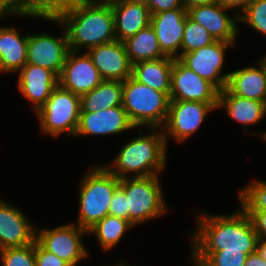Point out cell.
Here are the masks:
<instances>
[{
    "instance_id": "1",
    "label": "cell",
    "mask_w": 266,
    "mask_h": 266,
    "mask_svg": "<svg viewBox=\"0 0 266 266\" xmlns=\"http://www.w3.org/2000/svg\"><path fill=\"white\" fill-rule=\"evenodd\" d=\"M42 18L58 22L65 28L69 49L80 52V47L88 50L116 39L114 14L111 5L80 0L58 10L54 15Z\"/></svg>"
},
{
    "instance_id": "2",
    "label": "cell",
    "mask_w": 266,
    "mask_h": 266,
    "mask_svg": "<svg viewBox=\"0 0 266 266\" xmlns=\"http://www.w3.org/2000/svg\"><path fill=\"white\" fill-rule=\"evenodd\" d=\"M192 252H256L258 235L250 216L241 208L228 215H197Z\"/></svg>"
},
{
    "instance_id": "3",
    "label": "cell",
    "mask_w": 266,
    "mask_h": 266,
    "mask_svg": "<svg viewBox=\"0 0 266 266\" xmlns=\"http://www.w3.org/2000/svg\"><path fill=\"white\" fill-rule=\"evenodd\" d=\"M158 129V131H157ZM160 128H150L149 135L133 138L118 152L111 166H105L118 179L128 177H147L158 175L166 163V146L163 131ZM142 135V136H141Z\"/></svg>"
},
{
    "instance_id": "4",
    "label": "cell",
    "mask_w": 266,
    "mask_h": 266,
    "mask_svg": "<svg viewBox=\"0 0 266 266\" xmlns=\"http://www.w3.org/2000/svg\"><path fill=\"white\" fill-rule=\"evenodd\" d=\"M119 183L120 179L100 164L92 167L80 180L79 217L76 223L80 228L88 231L109 214L111 198Z\"/></svg>"
},
{
    "instance_id": "5",
    "label": "cell",
    "mask_w": 266,
    "mask_h": 266,
    "mask_svg": "<svg viewBox=\"0 0 266 266\" xmlns=\"http://www.w3.org/2000/svg\"><path fill=\"white\" fill-rule=\"evenodd\" d=\"M169 96L132 76L123 81L122 106L135 127L162 128L169 111ZM163 124V125H162Z\"/></svg>"
},
{
    "instance_id": "6",
    "label": "cell",
    "mask_w": 266,
    "mask_h": 266,
    "mask_svg": "<svg viewBox=\"0 0 266 266\" xmlns=\"http://www.w3.org/2000/svg\"><path fill=\"white\" fill-rule=\"evenodd\" d=\"M159 175L126 177L120 179L119 187L127 196L129 221L138 225L166 212Z\"/></svg>"
},
{
    "instance_id": "7",
    "label": "cell",
    "mask_w": 266,
    "mask_h": 266,
    "mask_svg": "<svg viewBox=\"0 0 266 266\" xmlns=\"http://www.w3.org/2000/svg\"><path fill=\"white\" fill-rule=\"evenodd\" d=\"M81 112L80 96L63 89L59 84L49 99L36 112L42 131L53 137L62 133L75 135Z\"/></svg>"
},
{
    "instance_id": "8",
    "label": "cell",
    "mask_w": 266,
    "mask_h": 266,
    "mask_svg": "<svg viewBox=\"0 0 266 266\" xmlns=\"http://www.w3.org/2000/svg\"><path fill=\"white\" fill-rule=\"evenodd\" d=\"M36 227L35 240L47 251L65 260L71 266H76L89 253L82 242V236L88 231L77 224H65L53 229Z\"/></svg>"
},
{
    "instance_id": "9",
    "label": "cell",
    "mask_w": 266,
    "mask_h": 266,
    "mask_svg": "<svg viewBox=\"0 0 266 266\" xmlns=\"http://www.w3.org/2000/svg\"><path fill=\"white\" fill-rule=\"evenodd\" d=\"M219 90L179 59L173 60L170 81V101H195L218 105Z\"/></svg>"
},
{
    "instance_id": "10",
    "label": "cell",
    "mask_w": 266,
    "mask_h": 266,
    "mask_svg": "<svg viewBox=\"0 0 266 266\" xmlns=\"http://www.w3.org/2000/svg\"><path fill=\"white\" fill-rule=\"evenodd\" d=\"M218 105H210L195 101H170L166 122L161 128L165 141L173 137L178 143L185 142L201 127L207 114L217 109ZM167 129V130H166Z\"/></svg>"
},
{
    "instance_id": "11",
    "label": "cell",
    "mask_w": 266,
    "mask_h": 266,
    "mask_svg": "<svg viewBox=\"0 0 266 266\" xmlns=\"http://www.w3.org/2000/svg\"><path fill=\"white\" fill-rule=\"evenodd\" d=\"M234 42L215 41L212 44L183 54L179 60L200 77L212 83L219 91L227 86L230 73L221 75L224 55Z\"/></svg>"
},
{
    "instance_id": "12",
    "label": "cell",
    "mask_w": 266,
    "mask_h": 266,
    "mask_svg": "<svg viewBox=\"0 0 266 266\" xmlns=\"http://www.w3.org/2000/svg\"><path fill=\"white\" fill-rule=\"evenodd\" d=\"M69 49L66 31L62 38L51 36L46 32L28 34L26 64L41 66L60 76Z\"/></svg>"
},
{
    "instance_id": "13",
    "label": "cell",
    "mask_w": 266,
    "mask_h": 266,
    "mask_svg": "<svg viewBox=\"0 0 266 266\" xmlns=\"http://www.w3.org/2000/svg\"><path fill=\"white\" fill-rule=\"evenodd\" d=\"M77 53L73 50L68 52L58 81L63 89L82 96L96 88L103 79L88 53Z\"/></svg>"
},
{
    "instance_id": "14",
    "label": "cell",
    "mask_w": 266,
    "mask_h": 266,
    "mask_svg": "<svg viewBox=\"0 0 266 266\" xmlns=\"http://www.w3.org/2000/svg\"><path fill=\"white\" fill-rule=\"evenodd\" d=\"M103 80L125 81L132 76V63L123 42L98 45L87 50Z\"/></svg>"
},
{
    "instance_id": "15",
    "label": "cell",
    "mask_w": 266,
    "mask_h": 266,
    "mask_svg": "<svg viewBox=\"0 0 266 266\" xmlns=\"http://www.w3.org/2000/svg\"><path fill=\"white\" fill-rule=\"evenodd\" d=\"M187 17L186 8L167 10L151 14L150 25L159 41L162 53L165 56L179 59L184 26Z\"/></svg>"
},
{
    "instance_id": "16",
    "label": "cell",
    "mask_w": 266,
    "mask_h": 266,
    "mask_svg": "<svg viewBox=\"0 0 266 266\" xmlns=\"http://www.w3.org/2000/svg\"><path fill=\"white\" fill-rule=\"evenodd\" d=\"M136 128L122 105L96 112H80L75 136L112 135Z\"/></svg>"
},
{
    "instance_id": "17",
    "label": "cell",
    "mask_w": 266,
    "mask_h": 266,
    "mask_svg": "<svg viewBox=\"0 0 266 266\" xmlns=\"http://www.w3.org/2000/svg\"><path fill=\"white\" fill-rule=\"evenodd\" d=\"M228 10L214 3L188 8L187 16L207 29L215 41L234 42L238 28L236 21H239V15L235 14L231 17L226 13Z\"/></svg>"
},
{
    "instance_id": "18",
    "label": "cell",
    "mask_w": 266,
    "mask_h": 266,
    "mask_svg": "<svg viewBox=\"0 0 266 266\" xmlns=\"http://www.w3.org/2000/svg\"><path fill=\"white\" fill-rule=\"evenodd\" d=\"M35 238L36 227L22 211L0 200V250L27 246Z\"/></svg>"
},
{
    "instance_id": "19",
    "label": "cell",
    "mask_w": 266,
    "mask_h": 266,
    "mask_svg": "<svg viewBox=\"0 0 266 266\" xmlns=\"http://www.w3.org/2000/svg\"><path fill=\"white\" fill-rule=\"evenodd\" d=\"M18 89L31 101L35 112L49 99L53 89L59 84L58 76L41 66L25 64L19 70Z\"/></svg>"
},
{
    "instance_id": "20",
    "label": "cell",
    "mask_w": 266,
    "mask_h": 266,
    "mask_svg": "<svg viewBox=\"0 0 266 266\" xmlns=\"http://www.w3.org/2000/svg\"><path fill=\"white\" fill-rule=\"evenodd\" d=\"M229 72L226 88L236 96L262 101L266 104V74L263 65Z\"/></svg>"
},
{
    "instance_id": "21",
    "label": "cell",
    "mask_w": 266,
    "mask_h": 266,
    "mask_svg": "<svg viewBox=\"0 0 266 266\" xmlns=\"http://www.w3.org/2000/svg\"><path fill=\"white\" fill-rule=\"evenodd\" d=\"M116 39L123 42L150 25L151 13L144 5L120 2L111 6Z\"/></svg>"
},
{
    "instance_id": "22",
    "label": "cell",
    "mask_w": 266,
    "mask_h": 266,
    "mask_svg": "<svg viewBox=\"0 0 266 266\" xmlns=\"http://www.w3.org/2000/svg\"><path fill=\"white\" fill-rule=\"evenodd\" d=\"M223 106L233 120L245 126V132L247 125L258 123L266 115L264 102L233 95L226 87L219 92L218 108Z\"/></svg>"
},
{
    "instance_id": "23",
    "label": "cell",
    "mask_w": 266,
    "mask_h": 266,
    "mask_svg": "<svg viewBox=\"0 0 266 266\" xmlns=\"http://www.w3.org/2000/svg\"><path fill=\"white\" fill-rule=\"evenodd\" d=\"M28 35L12 27H0V72H18L27 61Z\"/></svg>"
},
{
    "instance_id": "24",
    "label": "cell",
    "mask_w": 266,
    "mask_h": 266,
    "mask_svg": "<svg viewBox=\"0 0 266 266\" xmlns=\"http://www.w3.org/2000/svg\"><path fill=\"white\" fill-rule=\"evenodd\" d=\"M174 58L162 57L132 65V77L154 90L170 95L171 70Z\"/></svg>"
},
{
    "instance_id": "25",
    "label": "cell",
    "mask_w": 266,
    "mask_h": 266,
    "mask_svg": "<svg viewBox=\"0 0 266 266\" xmlns=\"http://www.w3.org/2000/svg\"><path fill=\"white\" fill-rule=\"evenodd\" d=\"M123 82L103 80L96 88L80 96L81 112H96L122 105Z\"/></svg>"
},
{
    "instance_id": "26",
    "label": "cell",
    "mask_w": 266,
    "mask_h": 266,
    "mask_svg": "<svg viewBox=\"0 0 266 266\" xmlns=\"http://www.w3.org/2000/svg\"><path fill=\"white\" fill-rule=\"evenodd\" d=\"M130 62L133 64L166 57L151 25L123 41Z\"/></svg>"
},
{
    "instance_id": "27",
    "label": "cell",
    "mask_w": 266,
    "mask_h": 266,
    "mask_svg": "<svg viewBox=\"0 0 266 266\" xmlns=\"http://www.w3.org/2000/svg\"><path fill=\"white\" fill-rule=\"evenodd\" d=\"M134 225L126 219L107 215L88 230V234L97 237L100 247L105 251L114 248L126 230Z\"/></svg>"
},
{
    "instance_id": "28",
    "label": "cell",
    "mask_w": 266,
    "mask_h": 266,
    "mask_svg": "<svg viewBox=\"0 0 266 266\" xmlns=\"http://www.w3.org/2000/svg\"><path fill=\"white\" fill-rule=\"evenodd\" d=\"M194 266H244L247 254L233 251L191 252Z\"/></svg>"
},
{
    "instance_id": "29",
    "label": "cell",
    "mask_w": 266,
    "mask_h": 266,
    "mask_svg": "<svg viewBox=\"0 0 266 266\" xmlns=\"http://www.w3.org/2000/svg\"><path fill=\"white\" fill-rule=\"evenodd\" d=\"M215 42V39L211 36L207 29H205L199 23L194 22L188 16L184 26L183 39L181 43L180 57L201 47L208 46Z\"/></svg>"
},
{
    "instance_id": "30",
    "label": "cell",
    "mask_w": 266,
    "mask_h": 266,
    "mask_svg": "<svg viewBox=\"0 0 266 266\" xmlns=\"http://www.w3.org/2000/svg\"><path fill=\"white\" fill-rule=\"evenodd\" d=\"M239 193L244 211H266V181L253 180Z\"/></svg>"
},
{
    "instance_id": "31",
    "label": "cell",
    "mask_w": 266,
    "mask_h": 266,
    "mask_svg": "<svg viewBox=\"0 0 266 266\" xmlns=\"http://www.w3.org/2000/svg\"><path fill=\"white\" fill-rule=\"evenodd\" d=\"M239 21L266 36V0H249L239 15Z\"/></svg>"
},
{
    "instance_id": "32",
    "label": "cell",
    "mask_w": 266,
    "mask_h": 266,
    "mask_svg": "<svg viewBox=\"0 0 266 266\" xmlns=\"http://www.w3.org/2000/svg\"><path fill=\"white\" fill-rule=\"evenodd\" d=\"M3 266H36L34 242L23 247L0 250Z\"/></svg>"
},
{
    "instance_id": "33",
    "label": "cell",
    "mask_w": 266,
    "mask_h": 266,
    "mask_svg": "<svg viewBox=\"0 0 266 266\" xmlns=\"http://www.w3.org/2000/svg\"><path fill=\"white\" fill-rule=\"evenodd\" d=\"M80 0H27V12L40 15H54L58 10Z\"/></svg>"
},
{
    "instance_id": "34",
    "label": "cell",
    "mask_w": 266,
    "mask_h": 266,
    "mask_svg": "<svg viewBox=\"0 0 266 266\" xmlns=\"http://www.w3.org/2000/svg\"><path fill=\"white\" fill-rule=\"evenodd\" d=\"M109 215L120 217L129 221V208L125 192L118 187L111 198Z\"/></svg>"
},
{
    "instance_id": "35",
    "label": "cell",
    "mask_w": 266,
    "mask_h": 266,
    "mask_svg": "<svg viewBox=\"0 0 266 266\" xmlns=\"http://www.w3.org/2000/svg\"><path fill=\"white\" fill-rule=\"evenodd\" d=\"M36 266H71L57 255L45 250L36 240L34 241Z\"/></svg>"
},
{
    "instance_id": "36",
    "label": "cell",
    "mask_w": 266,
    "mask_h": 266,
    "mask_svg": "<svg viewBox=\"0 0 266 266\" xmlns=\"http://www.w3.org/2000/svg\"><path fill=\"white\" fill-rule=\"evenodd\" d=\"M0 13L42 18V15L27 12V0H0Z\"/></svg>"
},
{
    "instance_id": "37",
    "label": "cell",
    "mask_w": 266,
    "mask_h": 266,
    "mask_svg": "<svg viewBox=\"0 0 266 266\" xmlns=\"http://www.w3.org/2000/svg\"><path fill=\"white\" fill-rule=\"evenodd\" d=\"M148 8L151 14H156L185 7L182 5L181 0H148Z\"/></svg>"
},
{
    "instance_id": "38",
    "label": "cell",
    "mask_w": 266,
    "mask_h": 266,
    "mask_svg": "<svg viewBox=\"0 0 266 266\" xmlns=\"http://www.w3.org/2000/svg\"><path fill=\"white\" fill-rule=\"evenodd\" d=\"M251 218L258 238L266 239V211H245Z\"/></svg>"
},
{
    "instance_id": "39",
    "label": "cell",
    "mask_w": 266,
    "mask_h": 266,
    "mask_svg": "<svg viewBox=\"0 0 266 266\" xmlns=\"http://www.w3.org/2000/svg\"><path fill=\"white\" fill-rule=\"evenodd\" d=\"M217 4H219L220 6L224 7V8H227V9H232V8H240L241 11L238 15H240L245 6H246V3L249 1V0H215Z\"/></svg>"
},
{
    "instance_id": "40",
    "label": "cell",
    "mask_w": 266,
    "mask_h": 266,
    "mask_svg": "<svg viewBox=\"0 0 266 266\" xmlns=\"http://www.w3.org/2000/svg\"><path fill=\"white\" fill-rule=\"evenodd\" d=\"M244 266H266V262L256 251L254 253L248 254Z\"/></svg>"
},
{
    "instance_id": "41",
    "label": "cell",
    "mask_w": 266,
    "mask_h": 266,
    "mask_svg": "<svg viewBox=\"0 0 266 266\" xmlns=\"http://www.w3.org/2000/svg\"><path fill=\"white\" fill-rule=\"evenodd\" d=\"M182 5L188 9L194 6L211 5L216 3L215 0H181Z\"/></svg>"
},
{
    "instance_id": "42",
    "label": "cell",
    "mask_w": 266,
    "mask_h": 266,
    "mask_svg": "<svg viewBox=\"0 0 266 266\" xmlns=\"http://www.w3.org/2000/svg\"><path fill=\"white\" fill-rule=\"evenodd\" d=\"M256 251L266 262V239L258 238Z\"/></svg>"
},
{
    "instance_id": "43",
    "label": "cell",
    "mask_w": 266,
    "mask_h": 266,
    "mask_svg": "<svg viewBox=\"0 0 266 266\" xmlns=\"http://www.w3.org/2000/svg\"><path fill=\"white\" fill-rule=\"evenodd\" d=\"M96 3H100V4H106V5H114V4H117V3H120V2H124V1H127V0H92Z\"/></svg>"
},
{
    "instance_id": "44",
    "label": "cell",
    "mask_w": 266,
    "mask_h": 266,
    "mask_svg": "<svg viewBox=\"0 0 266 266\" xmlns=\"http://www.w3.org/2000/svg\"><path fill=\"white\" fill-rule=\"evenodd\" d=\"M127 2L140 4L148 7V0H127Z\"/></svg>"
},
{
    "instance_id": "45",
    "label": "cell",
    "mask_w": 266,
    "mask_h": 266,
    "mask_svg": "<svg viewBox=\"0 0 266 266\" xmlns=\"http://www.w3.org/2000/svg\"><path fill=\"white\" fill-rule=\"evenodd\" d=\"M259 62L263 65V67H264V69H265V74H266V56L263 57L262 60L260 59Z\"/></svg>"
},
{
    "instance_id": "46",
    "label": "cell",
    "mask_w": 266,
    "mask_h": 266,
    "mask_svg": "<svg viewBox=\"0 0 266 266\" xmlns=\"http://www.w3.org/2000/svg\"><path fill=\"white\" fill-rule=\"evenodd\" d=\"M261 135H262L263 140H266V132L262 133Z\"/></svg>"
},
{
    "instance_id": "47",
    "label": "cell",
    "mask_w": 266,
    "mask_h": 266,
    "mask_svg": "<svg viewBox=\"0 0 266 266\" xmlns=\"http://www.w3.org/2000/svg\"><path fill=\"white\" fill-rule=\"evenodd\" d=\"M8 16V13H0V18H2V16Z\"/></svg>"
},
{
    "instance_id": "48",
    "label": "cell",
    "mask_w": 266,
    "mask_h": 266,
    "mask_svg": "<svg viewBox=\"0 0 266 266\" xmlns=\"http://www.w3.org/2000/svg\"><path fill=\"white\" fill-rule=\"evenodd\" d=\"M117 266H126V265L121 263V264H119V265L117 264ZM128 266H129V265H128Z\"/></svg>"
}]
</instances>
